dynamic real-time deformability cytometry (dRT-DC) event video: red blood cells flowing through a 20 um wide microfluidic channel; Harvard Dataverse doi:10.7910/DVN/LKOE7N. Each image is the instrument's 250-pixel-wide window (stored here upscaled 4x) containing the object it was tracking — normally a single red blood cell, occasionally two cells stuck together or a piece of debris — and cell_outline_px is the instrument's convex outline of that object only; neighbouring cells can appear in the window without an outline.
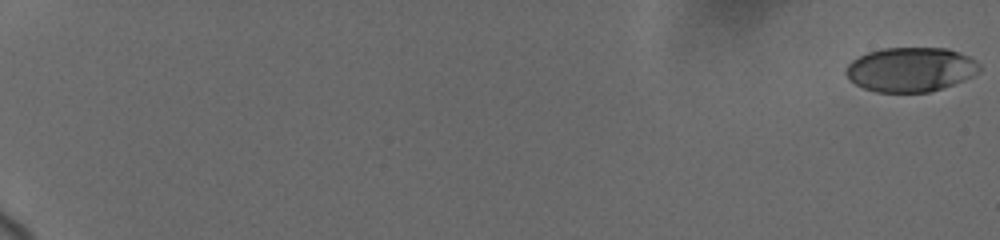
{"species": "human", "species_latin": "Homo sapiens", "temperature_condition": "cold", "stored_images_in_passage": 42, "camera_frame_rate_fps": 3000, "um_per_image_px": 0.085, "donor": {"sex": "female"}, "frame": {"image": 1, "passage_image": 1, "time_ms": 0.0, "image_size_px": [1000, 240], "cell_outline_px": [[980, 72], [964, 80], [928, 92], [876, 92], [864, 88], [856, 84], [844, 72], [848, 64], [852, 60], [868, 52], [884, 48], [948, 48], [960, 52], [976, 60], [980, 64]], "centroid_in_image_um": [77.43, 5.9], "position_along_channel_um": 7.6, "area_um2": 34.45}}
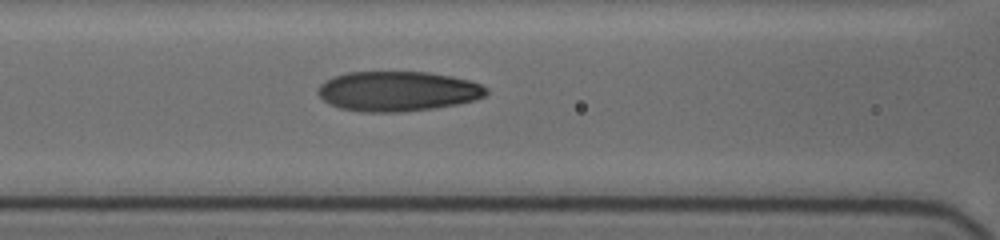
{"frame": {"image": 2, "passage_image": 23, "time_ms": 9.667, "image_size_px": [1000, 240], "cell_outline_px": [[488, 92], [484, 96], [476, 100], [456, 104], [432, 108], [404, 112], [364, 112], [340, 108], [328, 104], [316, 92], [320, 84], [324, 80], [332, 76], [348, 72], [428, 72], [452, 76], [468, 80], [480, 84], [488, 88]], "centroid_in_image_um": [33.77, 7.75], "position_along_channel_um": 132.8, "area_um2": 39.36}}
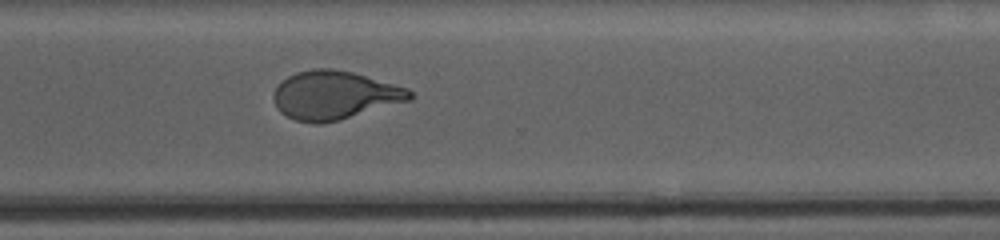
{"frame": {"image": 3, "passage_image": 42, "time_ms": 15.333, "image_size_px": [1000, 240], "cell_outline_px": [[412, 100], [336, 120], [320, 124], [316, 124], [296, 120], [280, 112], [276, 108], [272, 96], [276, 88], [288, 76], [296, 72], [312, 68], [332, 68], [352, 72], [408, 88], [412, 92]], "centroid_in_image_um": [28.42, 8.08], "position_along_channel_um": 342.2, "area_um2": 38.21}}